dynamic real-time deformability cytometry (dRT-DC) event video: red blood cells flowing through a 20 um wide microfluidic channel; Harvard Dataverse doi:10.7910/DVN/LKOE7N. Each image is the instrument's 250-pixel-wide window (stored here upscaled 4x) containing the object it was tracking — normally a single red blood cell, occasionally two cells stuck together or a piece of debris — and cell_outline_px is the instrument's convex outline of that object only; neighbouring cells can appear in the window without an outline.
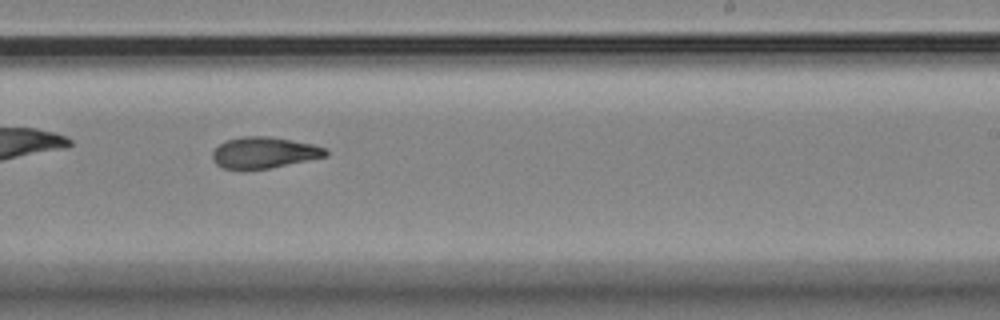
{"species": "Egyptian fruit bat (a non-hibernating species)", "species_latin": "Rousettus aegyptiacus", "temperature_condition": "room temperature", "stored_images_in_passage": 16, "camera_frame_rate_fps": 3000, "um_per_image_px": 0.085, "animal": {"sex": "female"}, "frame": {"image": 1, "passage_image": 10, "time_ms": 11.0, "image_size_px": [1000, 320], "cell_outline_px": [[328, 156], [268, 168], [240, 172], [224, 168], [216, 164], [212, 160], [212, 152], [220, 144], [228, 140], [240, 136], [268, 136], [292, 140], [312, 144], [324, 148], [328, 152]], "centroid_in_image_um": [22.39, 13.0], "position_along_channel_um": 266.6, "area_um2": 20.87}}
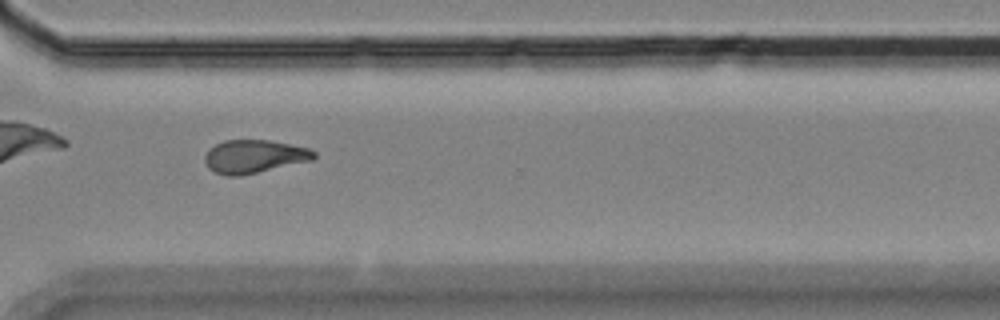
{"frame": {"image": 2, "passage_image": 12, "time_ms": 13.333, "image_size_px": [1000, 320], "cell_outline_px": [[316, 156], [312, 160], [240, 176], [228, 176], [216, 172], [208, 168], [204, 160], [204, 156], [208, 148], [224, 140], [268, 140], [308, 148], [316, 152]], "centroid_in_image_um": [21.57, 13.3], "position_along_channel_um": 349.0, "area_um2": 21.04}, "authors_computed_cell_mechanics": {"area_um2": 21.0103, "velocity_mm_per_s": 3.5324, "shape_relaxation_time_tau1_ms": 7.4857, "shape_relaxation_time_tau2_ms": 2.9421, "deformation_change_tau1": 0.1853, "deformation_change_tau2": 0.0835}}